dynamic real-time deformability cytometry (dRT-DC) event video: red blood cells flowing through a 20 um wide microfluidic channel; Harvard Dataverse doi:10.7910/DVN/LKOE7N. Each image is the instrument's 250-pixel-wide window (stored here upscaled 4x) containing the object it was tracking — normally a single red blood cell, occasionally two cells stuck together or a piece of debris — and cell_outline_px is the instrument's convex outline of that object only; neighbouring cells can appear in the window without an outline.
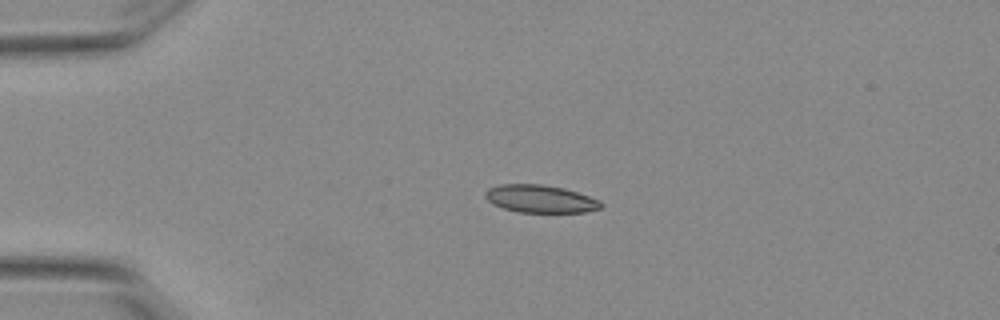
{"species": "Egyptian fruit bat (a non-hibernating species)", "species_latin": "Rousettus aegyptiacus", "temperature_condition": "warm", "stored_images_in_passage": 3, "camera_frame_rate_fps": 3000, "um_per_image_px": 0.085, "animal": {"sex": "female"}, "frame": {"image": 1, "passage_image": 2, "time_ms": 0.333, "image_size_px": [1000, 320], "cell_outline_px": [[604, 204], [600, 208], [584, 212], [520, 212], [504, 208], [492, 204], [484, 196], [484, 192], [488, 188], [500, 184], [540, 184], [564, 188], [600, 200]], "centroid_in_image_um": [45.9, 16.89], "position_along_channel_um": 39.1, "area_um2": 18.61}}